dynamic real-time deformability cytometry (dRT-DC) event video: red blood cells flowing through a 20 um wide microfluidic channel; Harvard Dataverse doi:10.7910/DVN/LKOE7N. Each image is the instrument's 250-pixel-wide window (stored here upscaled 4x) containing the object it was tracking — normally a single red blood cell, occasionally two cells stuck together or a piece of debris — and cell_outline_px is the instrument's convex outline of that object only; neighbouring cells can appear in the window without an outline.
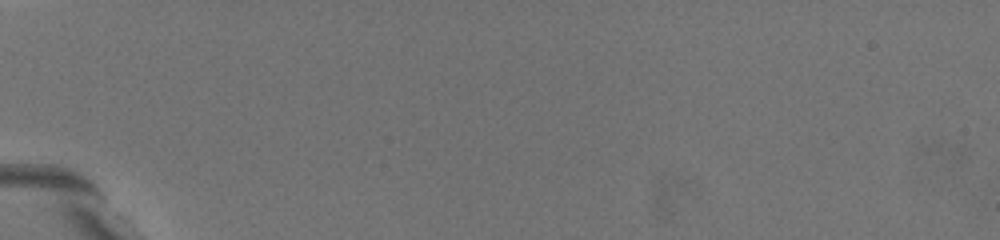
{"species": "common noctule bat (a hibernating species)", "species_latin": "Nyctalus noctula", "temperature_condition": "warm", "stored_images_in_passage": 3, "camera_frame_rate_fps": 3000, "um_per_image_px": 0.085, "animal": {"sex": "female", "body_mass_g": 19.5, "forearm_length_mm": 54.1}, "frame": {"image": 1, "passage_image": 1, "time_ms": 0.0, "image_size_px": [1000, 240], "cell_outline_px": [[176, 212], [172, 212], [112, 168], [112, 140], [124, 144], [140, 156], [152, 168], [164, 184]], "centroid_in_image_um": [11.88, 14.77], "position_along_channel_um": 73.1, "area_um2": 12.37}}